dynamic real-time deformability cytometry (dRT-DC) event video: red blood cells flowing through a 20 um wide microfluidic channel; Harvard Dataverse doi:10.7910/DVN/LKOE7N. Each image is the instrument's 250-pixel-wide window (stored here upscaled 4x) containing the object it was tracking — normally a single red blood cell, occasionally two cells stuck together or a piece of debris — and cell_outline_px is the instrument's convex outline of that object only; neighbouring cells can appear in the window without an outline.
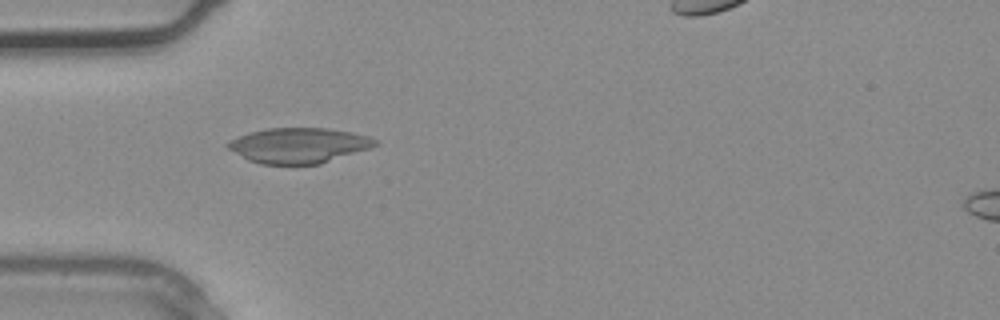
{"species": "common noctule bat (a hibernating species)", "species_latin": "Nyctalus noctula", "temperature_condition": "warm", "stored_images_in_passage": 4, "camera_frame_rate_fps": 3000, "um_per_image_px": 0.085, "animal": {"sex": "male", "body_mass_g": 20.4}, "frame": {"image": 1, "passage_image": 4, "time_ms": 1.0, "image_size_px": [1000, 320], "cell_outline_px": [[380, 140], [372, 148], [320, 164], [260, 164], [248, 160], [228, 148], [224, 144], [228, 140], [248, 132], [268, 128], [328, 128], [352, 132], [368, 136]], "centroid_in_image_um": [25.4, 12.35], "position_along_channel_um": 59.6, "area_um2": 30.52}}